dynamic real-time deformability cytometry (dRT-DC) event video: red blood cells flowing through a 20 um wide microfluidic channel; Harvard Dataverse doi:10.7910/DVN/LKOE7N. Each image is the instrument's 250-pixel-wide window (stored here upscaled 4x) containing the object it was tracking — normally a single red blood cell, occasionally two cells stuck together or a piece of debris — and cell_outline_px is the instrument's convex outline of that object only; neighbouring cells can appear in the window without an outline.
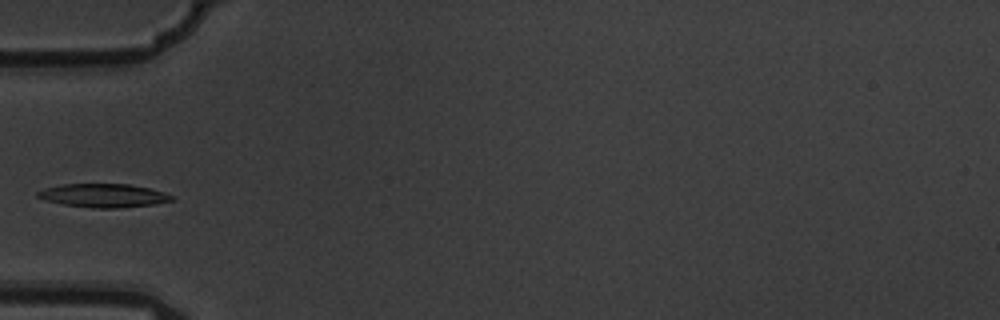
{"species": "common noctule bat (a hibernating species)", "species_latin": "Nyctalus noctula", "temperature_condition": "warm", "stored_images_in_passage": 5, "camera_frame_rate_fps": 3000, "um_per_image_px": 0.085, "animal": {"sex": "male", "body_mass_g": 19.5, "forearm_length_mm": 54.6}, "frame": {"image": 1, "passage_image": 5, "time_ms": 1.333, "image_size_px": [1000, 320], "cell_outline_px": [[172, 200], [152, 204], [116, 208], [92, 208], [64, 204], [44, 200], [36, 196], [36, 192], [44, 188], [64, 184], [128, 184], [148, 188], [164, 192], [172, 196]], "centroid_in_image_um": [8.73, 16.61], "position_along_channel_um": 76.3, "area_um2": 18.15}}